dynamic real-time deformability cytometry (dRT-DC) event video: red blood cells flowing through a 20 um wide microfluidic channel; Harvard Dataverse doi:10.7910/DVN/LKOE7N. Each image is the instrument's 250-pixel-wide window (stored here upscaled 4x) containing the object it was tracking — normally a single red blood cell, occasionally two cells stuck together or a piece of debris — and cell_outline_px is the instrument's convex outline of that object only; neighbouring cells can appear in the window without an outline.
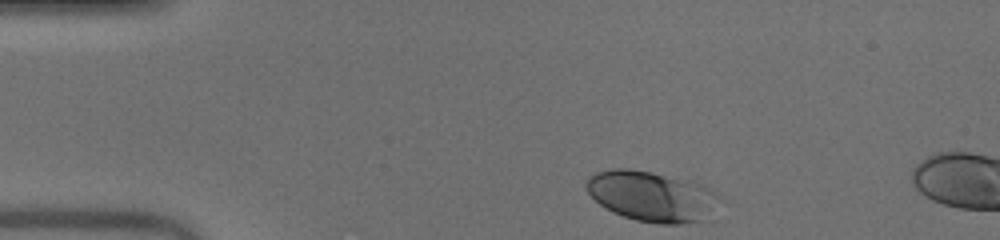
{"species": "human", "species_latin": "Homo sapiens", "temperature_condition": "warm", "stored_images_in_passage": 5, "camera_frame_rate_fps": 3000, "um_per_image_px": 0.085, "donor": {"sex": "male"}, "frame": {"image": 1, "passage_image": 1, "time_ms": 0.0, "image_size_px": [1000, 240], "cell_outline_px": [[728, 200], [700, 220], [680, 224], [660, 224], [636, 220], [612, 212], [600, 204], [584, 188], [584, 184], [588, 176], [596, 172], [612, 168], [628, 168], [648, 172], [700, 184]], "centroid_in_image_um": [55.4, 16.69], "position_along_channel_um": 29.6, "area_um2": 38.96}}